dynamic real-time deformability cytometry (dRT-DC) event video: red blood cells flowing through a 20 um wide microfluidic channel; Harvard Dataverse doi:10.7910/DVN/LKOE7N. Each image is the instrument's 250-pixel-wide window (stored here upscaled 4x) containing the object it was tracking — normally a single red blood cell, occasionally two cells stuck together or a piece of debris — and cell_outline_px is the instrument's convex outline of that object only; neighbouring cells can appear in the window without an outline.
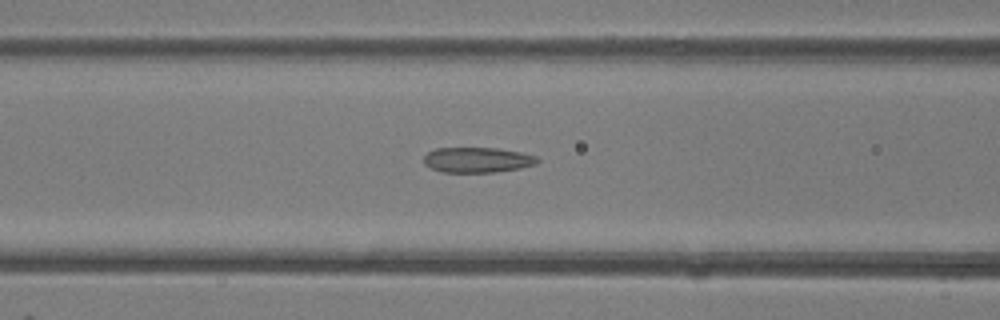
{"species": "common noctule bat (a hibernating species)", "species_latin": "Nyctalus noctula", "temperature_condition": "room temperature", "stored_images_in_passage": 36, "camera_frame_rate_fps": 3000, "um_per_image_px": 0.085, "animal": {"sex": "female"}, "frame": {"image": 1, "passage_image": 8, "time_ms": 2.333, "image_size_px": [1000, 320], "cell_outline_px": [[540, 160], [536, 164], [520, 168], [492, 172], [444, 172], [432, 168], [424, 164], [424, 156], [428, 152], [436, 148], [496, 148], [520, 152], [536, 156]], "centroid_in_image_um": [40.58, 13.59], "position_along_channel_um": 126.0, "area_um2": 16.59}}
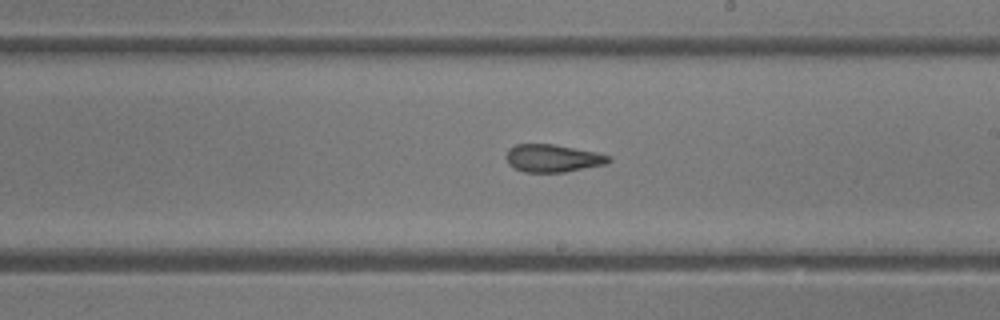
{"frame": {"image": 2, "passage_image": 16, "time_ms": 5.0, "image_size_px": [1000, 320], "cell_outline_px": [[612, 160], [604, 164], [564, 172], [524, 172], [508, 164], [508, 148], [516, 144], [552, 144], [596, 152], [612, 156]], "centroid_in_image_um": [47.0, 13.44], "position_along_channel_um": 242.0, "area_um2": 16.3}}
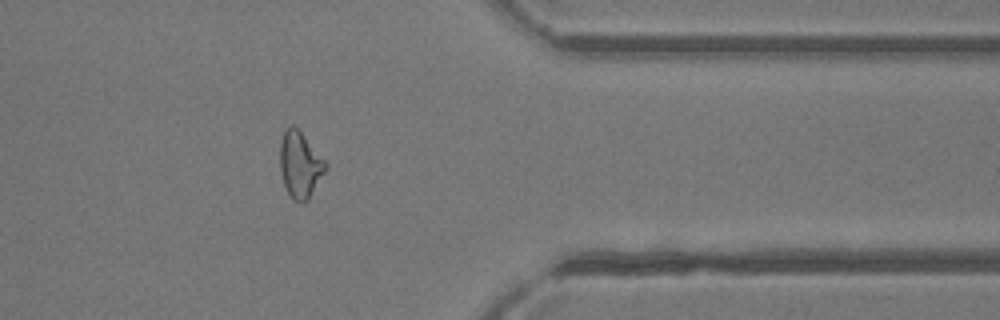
{"frame": {"image": 3, "passage_image": 27, "time_ms": 8.667, "image_size_px": [1000, 320], "cell_outline_px": [[328, 168], [308, 200], [292, 200], [284, 184], [280, 168], [280, 144], [284, 132], [288, 124], [292, 124], [304, 136], [328, 164]], "centroid_in_image_um": [25.51, 13.99], "position_along_channel_um": 385.9, "area_um2": 17.34}, "authors_computed_cell_mechanics": {"area_um2": 16.9932, "velocity_mm_per_s": 4.3543, "shape_relaxation_time_tau1_ms": 11.1308, "shape_relaxation_time_tau2_ms": 2.2614, "deformation_change_tau1": 0.2642, "deformation_change_tau2": 0.1083}}